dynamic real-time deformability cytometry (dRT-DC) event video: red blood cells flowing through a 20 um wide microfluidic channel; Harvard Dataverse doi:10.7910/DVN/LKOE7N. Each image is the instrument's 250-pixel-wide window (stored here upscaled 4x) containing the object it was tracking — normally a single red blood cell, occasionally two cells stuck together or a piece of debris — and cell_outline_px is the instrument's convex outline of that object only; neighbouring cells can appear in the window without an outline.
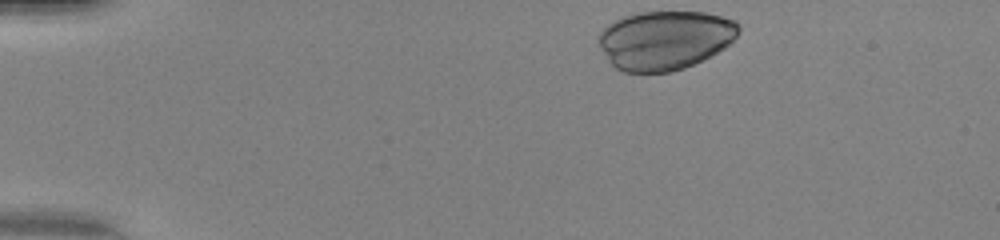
{"species": "human", "species_latin": "Homo sapiens", "temperature_condition": "warm", "stored_images_in_passage": 34, "camera_frame_rate_fps": 3000, "um_per_image_px": 0.085, "donor": {"sex": "female"}, "frame": {"image": 1, "passage_image": 1, "time_ms": 0.0, "image_size_px": [1000, 240], "cell_outline_px": [[740, 32], [724, 48], [684, 68], [672, 72], [624, 72], [616, 68], [608, 60], [600, 48], [596, 40], [596, 36], [612, 20], [636, 12], [704, 12], [736, 20], [740, 24]], "centroid_in_image_um": [56.48, 3.39], "position_along_channel_um": 28.5, "area_um2": 48.32}}
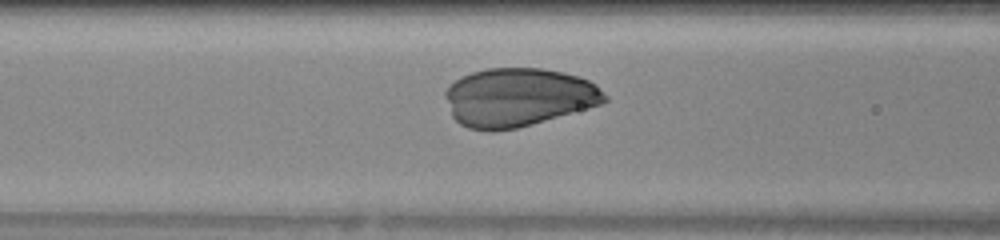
{"frame": {"image": 2, "passage_image": 14, "time_ms": 4.333, "image_size_px": [1000, 240], "cell_outline_px": [[608, 100], [600, 104], [588, 108], [532, 124], [516, 128], [492, 132], [468, 128], [460, 124], [452, 116], [444, 96], [444, 92], [448, 84], [460, 76], [472, 72], [488, 68], [544, 68], [564, 72], [580, 76], [596, 84], [608, 96]], "centroid_in_image_um": [44.03, 8.26], "position_along_channel_um": 122.6, "area_um2": 54.79}}
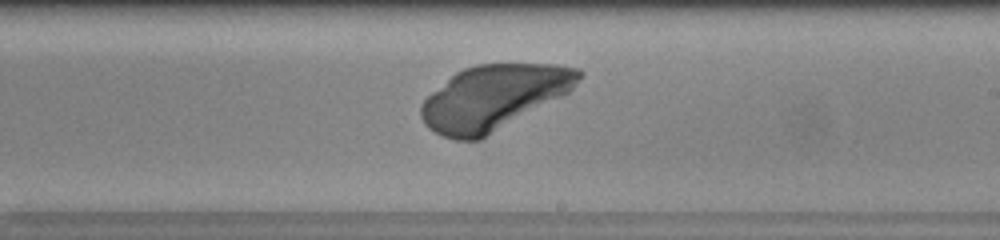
{"frame": {"image": 3, "passage_image": 23, "time_ms": 7.333, "image_size_px": [1000, 240], "cell_outline_px": [[584, 76], [568, 92], [480, 140], [456, 140], [444, 136], [428, 128], [424, 124], [420, 116], [420, 104], [432, 92], [456, 72], [464, 68], [476, 64], [556, 64], [580, 68], [584, 72]], "centroid_in_image_um": [41.96, 8.27], "position_along_channel_um": 247.0, "area_um2": 59.13}}